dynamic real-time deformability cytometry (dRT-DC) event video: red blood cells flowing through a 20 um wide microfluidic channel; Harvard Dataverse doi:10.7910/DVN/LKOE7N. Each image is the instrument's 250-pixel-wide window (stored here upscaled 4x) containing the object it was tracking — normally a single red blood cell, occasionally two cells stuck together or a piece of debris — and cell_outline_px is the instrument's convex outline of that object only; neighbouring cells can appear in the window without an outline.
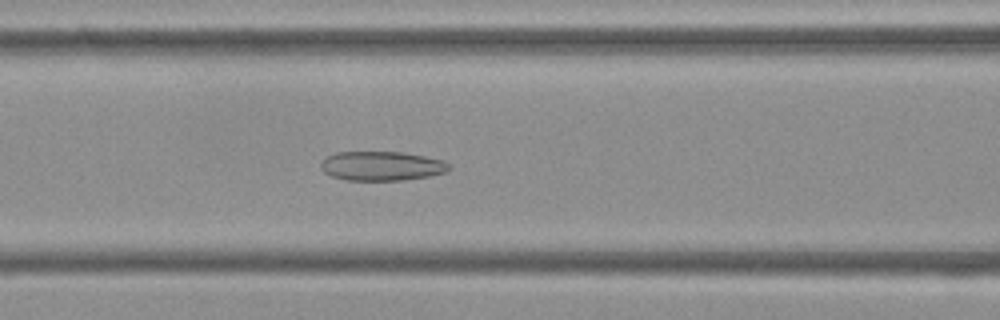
{"species": "Egyptian fruit bat (a non-hibernating species)", "species_latin": "Rousettus aegyptiacus", "temperature_condition": "cold", "stored_images_in_passage": 38, "camera_frame_rate_fps": 3000, "um_per_image_px": 0.085, "frame": {"image": 1, "passage_image": 7, "time_ms": 2.0, "image_size_px": [1000, 320], "cell_outline_px": [[452, 168], [448, 172], [428, 176], [404, 180], [348, 180], [332, 176], [324, 172], [320, 168], [320, 160], [336, 152], [404, 152], [444, 160]], "centroid_in_image_um": [32.45, 14.1], "position_along_channel_um": 134.1, "area_um2": 22.02}}
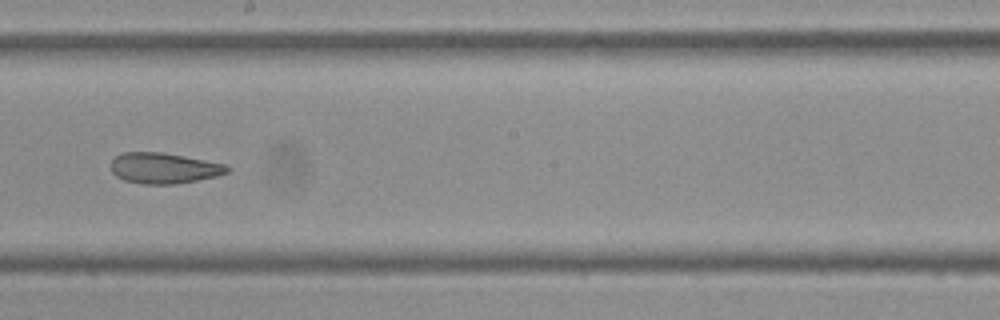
{"frame": {"image": 2, "passage_image": 15, "time_ms": 4.667, "image_size_px": [1000, 320], "cell_outline_px": [[232, 168], [228, 172], [216, 176], [176, 184], [140, 184], [124, 180], [116, 176], [112, 172], [112, 160], [116, 156], [124, 152], [164, 152], [228, 164]], "centroid_in_image_um": [13.97, 14.29], "position_along_channel_um": 234.2, "area_um2": 20.98}}
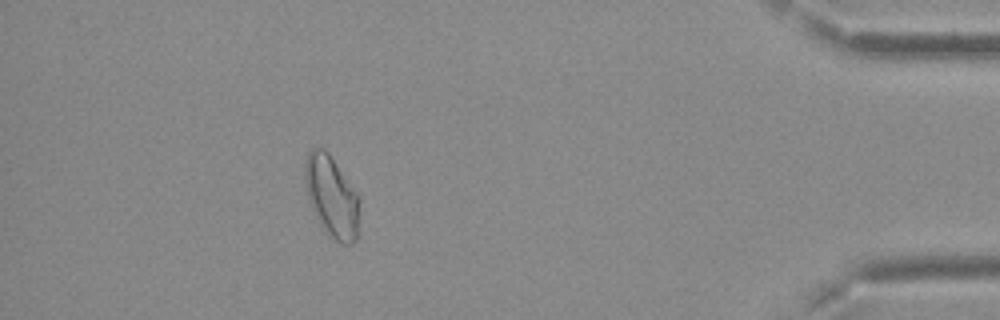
{"frame": {"image": 3, "passage_image": 33, "time_ms": 10.667, "image_size_px": [1000, 320], "cell_outline_px": [[360, 200], [356, 240], [352, 244], [340, 244], [328, 236], [324, 232], [308, 200], [304, 176], [304, 160], [308, 152], [312, 148], [324, 148], [328, 152], [356, 192]], "centroid_in_image_um": [28.17, 16.72], "position_along_channel_um": 407.0, "area_um2": 26.01}, "authors_computed_cell_mechanics": {"area_um2": 21.964, "velocity_mm_per_s": 3.754, "shape_relaxation_time_tau1_ms": null, "shape_relaxation_time_tau2_ms": 3.1683, "deformation_change_tau1": null, "deformation_change_tau2": 0.0974}}